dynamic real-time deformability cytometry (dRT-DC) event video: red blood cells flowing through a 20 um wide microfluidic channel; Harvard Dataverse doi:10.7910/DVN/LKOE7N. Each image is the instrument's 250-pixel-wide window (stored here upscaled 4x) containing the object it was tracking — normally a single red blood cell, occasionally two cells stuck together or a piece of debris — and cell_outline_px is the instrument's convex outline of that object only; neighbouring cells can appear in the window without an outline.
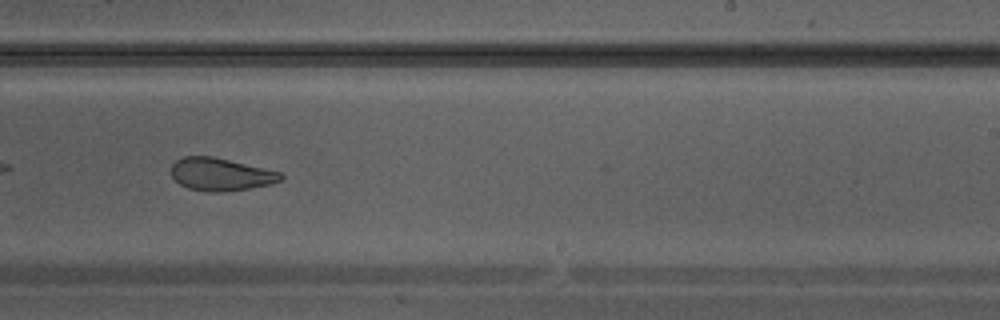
{"species": "Egyptian fruit bat (a non-hibernating species)", "species_latin": "Rousettus aegyptiacus", "temperature_condition": "warm", "stored_images_in_passage": 32, "camera_frame_rate_fps": 3000, "um_per_image_px": 0.085, "animal": {"sex": "male"}, "frame": {"image": 1, "passage_image": 19, "time_ms": 6.0, "image_size_px": [1000, 320], "cell_outline_px": [[284, 176], [280, 180], [272, 184], [248, 188], [220, 192], [208, 192], [188, 188], [180, 184], [172, 176], [172, 164], [176, 160], [184, 156], [212, 156], [280, 172]], "centroid_in_image_um": [18.74, 14.82], "position_along_channel_um": 270.3, "area_um2": 20.63}}